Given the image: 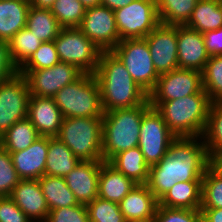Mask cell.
I'll return each instance as SVG.
<instances>
[{"instance_id":"cell-1","label":"cell","mask_w":222,"mask_h":222,"mask_svg":"<svg viewBox=\"0 0 222 222\" xmlns=\"http://www.w3.org/2000/svg\"><path fill=\"white\" fill-rule=\"evenodd\" d=\"M210 165L202 137H176L168 154L150 166L146 185L159 201L179 181H202Z\"/></svg>"},{"instance_id":"cell-2","label":"cell","mask_w":222,"mask_h":222,"mask_svg":"<svg viewBox=\"0 0 222 222\" xmlns=\"http://www.w3.org/2000/svg\"><path fill=\"white\" fill-rule=\"evenodd\" d=\"M94 76L99 84L103 112L134 108L148 100V94L112 51H102Z\"/></svg>"},{"instance_id":"cell-3","label":"cell","mask_w":222,"mask_h":222,"mask_svg":"<svg viewBox=\"0 0 222 222\" xmlns=\"http://www.w3.org/2000/svg\"><path fill=\"white\" fill-rule=\"evenodd\" d=\"M175 137H202L212 102L204 89L170 101H149Z\"/></svg>"},{"instance_id":"cell-4","label":"cell","mask_w":222,"mask_h":222,"mask_svg":"<svg viewBox=\"0 0 222 222\" xmlns=\"http://www.w3.org/2000/svg\"><path fill=\"white\" fill-rule=\"evenodd\" d=\"M149 100L134 108L114 109L103 114L102 155L108 162L114 155L137 147L144 112Z\"/></svg>"},{"instance_id":"cell-5","label":"cell","mask_w":222,"mask_h":222,"mask_svg":"<svg viewBox=\"0 0 222 222\" xmlns=\"http://www.w3.org/2000/svg\"><path fill=\"white\" fill-rule=\"evenodd\" d=\"M103 117L64 118L58 135L80 161H103Z\"/></svg>"},{"instance_id":"cell-6","label":"cell","mask_w":222,"mask_h":222,"mask_svg":"<svg viewBox=\"0 0 222 222\" xmlns=\"http://www.w3.org/2000/svg\"><path fill=\"white\" fill-rule=\"evenodd\" d=\"M53 98L64 118L103 117L100 88L94 74L84 73Z\"/></svg>"},{"instance_id":"cell-7","label":"cell","mask_w":222,"mask_h":222,"mask_svg":"<svg viewBox=\"0 0 222 222\" xmlns=\"http://www.w3.org/2000/svg\"><path fill=\"white\" fill-rule=\"evenodd\" d=\"M111 51L124 64L137 85L149 94L160 75L154 67L147 41L144 38L123 39Z\"/></svg>"},{"instance_id":"cell-8","label":"cell","mask_w":222,"mask_h":222,"mask_svg":"<svg viewBox=\"0 0 222 222\" xmlns=\"http://www.w3.org/2000/svg\"><path fill=\"white\" fill-rule=\"evenodd\" d=\"M54 44L61 62L73 64L84 73H95L102 51L79 28H62Z\"/></svg>"},{"instance_id":"cell-9","label":"cell","mask_w":222,"mask_h":222,"mask_svg":"<svg viewBox=\"0 0 222 222\" xmlns=\"http://www.w3.org/2000/svg\"><path fill=\"white\" fill-rule=\"evenodd\" d=\"M114 16L120 40L145 38L160 24L156 0H134Z\"/></svg>"},{"instance_id":"cell-10","label":"cell","mask_w":222,"mask_h":222,"mask_svg":"<svg viewBox=\"0 0 222 222\" xmlns=\"http://www.w3.org/2000/svg\"><path fill=\"white\" fill-rule=\"evenodd\" d=\"M161 114L150 106L143 114L139 145L145 162L152 166L168 154V147L175 139Z\"/></svg>"},{"instance_id":"cell-11","label":"cell","mask_w":222,"mask_h":222,"mask_svg":"<svg viewBox=\"0 0 222 222\" xmlns=\"http://www.w3.org/2000/svg\"><path fill=\"white\" fill-rule=\"evenodd\" d=\"M28 82L31 95L53 98L64 86L75 82L84 72L77 66L59 61L56 65L38 70H19Z\"/></svg>"},{"instance_id":"cell-12","label":"cell","mask_w":222,"mask_h":222,"mask_svg":"<svg viewBox=\"0 0 222 222\" xmlns=\"http://www.w3.org/2000/svg\"><path fill=\"white\" fill-rule=\"evenodd\" d=\"M30 95L28 82L20 74L0 83V137L14 123L27 118Z\"/></svg>"},{"instance_id":"cell-13","label":"cell","mask_w":222,"mask_h":222,"mask_svg":"<svg viewBox=\"0 0 222 222\" xmlns=\"http://www.w3.org/2000/svg\"><path fill=\"white\" fill-rule=\"evenodd\" d=\"M203 90L202 72L177 68L161 74L154 89L148 94L149 101H170Z\"/></svg>"},{"instance_id":"cell-14","label":"cell","mask_w":222,"mask_h":222,"mask_svg":"<svg viewBox=\"0 0 222 222\" xmlns=\"http://www.w3.org/2000/svg\"><path fill=\"white\" fill-rule=\"evenodd\" d=\"M79 29L101 51H111L121 41L114 11L102 5L85 10Z\"/></svg>"},{"instance_id":"cell-15","label":"cell","mask_w":222,"mask_h":222,"mask_svg":"<svg viewBox=\"0 0 222 222\" xmlns=\"http://www.w3.org/2000/svg\"><path fill=\"white\" fill-rule=\"evenodd\" d=\"M144 39L159 75L178 68L177 25L160 23Z\"/></svg>"},{"instance_id":"cell-16","label":"cell","mask_w":222,"mask_h":222,"mask_svg":"<svg viewBox=\"0 0 222 222\" xmlns=\"http://www.w3.org/2000/svg\"><path fill=\"white\" fill-rule=\"evenodd\" d=\"M178 68L203 72L209 53L206 50L203 33L185 25H177Z\"/></svg>"},{"instance_id":"cell-17","label":"cell","mask_w":222,"mask_h":222,"mask_svg":"<svg viewBox=\"0 0 222 222\" xmlns=\"http://www.w3.org/2000/svg\"><path fill=\"white\" fill-rule=\"evenodd\" d=\"M104 161H80L65 177L79 204L87 205L98 197L99 173Z\"/></svg>"},{"instance_id":"cell-18","label":"cell","mask_w":222,"mask_h":222,"mask_svg":"<svg viewBox=\"0 0 222 222\" xmlns=\"http://www.w3.org/2000/svg\"><path fill=\"white\" fill-rule=\"evenodd\" d=\"M32 222H45L49 208L39 180L22 179L9 196Z\"/></svg>"},{"instance_id":"cell-19","label":"cell","mask_w":222,"mask_h":222,"mask_svg":"<svg viewBox=\"0 0 222 222\" xmlns=\"http://www.w3.org/2000/svg\"><path fill=\"white\" fill-rule=\"evenodd\" d=\"M27 118L40 136L56 137L63 122V115L54 98L30 95Z\"/></svg>"},{"instance_id":"cell-20","label":"cell","mask_w":222,"mask_h":222,"mask_svg":"<svg viewBox=\"0 0 222 222\" xmlns=\"http://www.w3.org/2000/svg\"><path fill=\"white\" fill-rule=\"evenodd\" d=\"M47 153L48 136H40L26 149L10 153L20 179H40L45 173Z\"/></svg>"},{"instance_id":"cell-21","label":"cell","mask_w":222,"mask_h":222,"mask_svg":"<svg viewBox=\"0 0 222 222\" xmlns=\"http://www.w3.org/2000/svg\"><path fill=\"white\" fill-rule=\"evenodd\" d=\"M118 204L125 220L152 222L158 200L146 184H137Z\"/></svg>"},{"instance_id":"cell-22","label":"cell","mask_w":222,"mask_h":222,"mask_svg":"<svg viewBox=\"0 0 222 222\" xmlns=\"http://www.w3.org/2000/svg\"><path fill=\"white\" fill-rule=\"evenodd\" d=\"M137 184L108 162L100 167L98 197L119 203Z\"/></svg>"},{"instance_id":"cell-23","label":"cell","mask_w":222,"mask_h":222,"mask_svg":"<svg viewBox=\"0 0 222 222\" xmlns=\"http://www.w3.org/2000/svg\"><path fill=\"white\" fill-rule=\"evenodd\" d=\"M202 203V181H179L158 201V205L169 208L200 209Z\"/></svg>"},{"instance_id":"cell-24","label":"cell","mask_w":222,"mask_h":222,"mask_svg":"<svg viewBox=\"0 0 222 222\" xmlns=\"http://www.w3.org/2000/svg\"><path fill=\"white\" fill-rule=\"evenodd\" d=\"M30 0H0V39L9 40L26 27Z\"/></svg>"},{"instance_id":"cell-25","label":"cell","mask_w":222,"mask_h":222,"mask_svg":"<svg viewBox=\"0 0 222 222\" xmlns=\"http://www.w3.org/2000/svg\"><path fill=\"white\" fill-rule=\"evenodd\" d=\"M108 163L136 184L148 181L150 166L138 146L114 155Z\"/></svg>"},{"instance_id":"cell-26","label":"cell","mask_w":222,"mask_h":222,"mask_svg":"<svg viewBox=\"0 0 222 222\" xmlns=\"http://www.w3.org/2000/svg\"><path fill=\"white\" fill-rule=\"evenodd\" d=\"M80 160L57 137H48V153L44 175L65 177Z\"/></svg>"},{"instance_id":"cell-27","label":"cell","mask_w":222,"mask_h":222,"mask_svg":"<svg viewBox=\"0 0 222 222\" xmlns=\"http://www.w3.org/2000/svg\"><path fill=\"white\" fill-rule=\"evenodd\" d=\"M185 26L200 33L222 27V0H199Z\"/></svg>"},{"instance_id":"cell-28","label":"cell","mask_w":222,"mask_h":222,"mask_svg":"<svg viewBox=\"0 0 222 222\" xmlns=\"http://www.w3.org/2000/svg\"><path fill=\"white\" fill-rule=\"evenodd\" d=\"M38 180L49 210L79 204L64 177L43 175Z\"/></svg>"},{"instance_id":"cell-29","label":"cell","mask_w":222,"mask_h":222,"mask_svg":"<svg viewBox=\"0 0 222 222\" xmlns=\"http://www.w3.org/2000/svg\"><path fill=\"white\" fill-rule=\"evenodd\" d=\"M26 28L41 42L54 41L62 29L50 9L32 6H30L27 14Z\"/></svg>"},{"instance_id":"cell-30","label":"cell","mask_w":222,"mask_h":222,"mask_svg":"<svg viewBox=\"0 0 222 222\" xmlns=\"http://www.w3.org/2000/svg\"><path fill=\"white\" fill-rule=\"evenodd\" d=\"M40 137L32 122L25 118L14 123L4 135L0 137V146L9 153L17 152L29 147Z\"/></svg>"},{"instance_id":"cell-31","label":"cell","mask_w":222,"mask_h":222,"mask_svg":"<svg viewBox=\"0 0 222 222\" xmlns=\"http://www.w3.org/2000/svg\"><path fill=\"white\" fill-rule=\"evenodd\" d=\"M199 0H156L160 23L185 25Z\"/></svg>"},{"instance_id":"cell-32","label":"cell","mask_w":222,"mask_h":222,"mask_svg":"<svg viewBox=\"0 0 222 222\" xmlns=\"http://www.w3.org/2000/svg\"><path fill=\"white\" fill-rule=\"evenodd\" d=\"M210 160L222 155V103H212L202 134Z\"/></svg>"},{"instance_id":"cell-33","label":"cell","mask_w":222,"mask_h":222,"mask_svg":"<svg viewBox=\"0 0 222 222\" xmlns=\"http://www.w3.org/2000/svg\"><path fill=\"white\" fill-rule=\"evenodd\" d=\"M42 44L28 28L19 30L10 40L9 49L13 63L20 69Z\"/></svg>"},{"instance_id":"cell-34","label":"cell","mask_w":222,"mask_h":222,"mask_svg":"<svg viewBox=\"0 0 222 222\" xmlns=\"http://www.w3.org/2000/svg\"><path fill=\"white\" fill-rule=\"evenodd\" d=\"M203 89L212 103H222V55L210 56L202 72Z\"/></svg>"},{"instance_id":"cell-35","label":"cell","mask_w":222,"mask_h":222,"mask_svg":"<svg viewBox=\"0 0 222 222\" xmlns=\"http://www.w3.org/2000/svg\"><path fill=\"white\" fill-rule=\"evenodd\" d=\"M50 10L62 28H79L86 8L79 0H56Z\"/></svg>"},{"instance_id":"cell-36","label":"cell","mask_w":222,"mask_h":222,"mask_svg":"<svg viewBox=\"0 0 222 222\" xmlns=\"http://www.w3.org/2000/svg\"><path fill=\"white\" fill-rule=\"evenodd\" d=\"M201 208H222V174L212 164L202 178Z\"/></svg>"},{"instance_id":"cell-37","label":"cell","mask_w":222,"mask_h":222,"mask_svg":"<svg viewBox=\"0 0 222 222\" xmlns=\"http://www.w3.org/2000/svg\"><path fill=\"white\" fill-rule=\"evenodd\" d=\"M86 207L89 222H125L118 203L96 197Z\"/></svg>"},{"instance_id":"cell-38","label":"cell","mask_w":222,"mask_h":222,"mask_svg":"<svg viewBox=\"0 0 222 222\" xmlns=\"http://www.w3.org/2000/svg\"><path fill=\"white\" fill-rule=\"evenodd\" d=\"M54 41L42 42L36 52L19 70L46 69L59 62Z\"/></svg>"},{"instance_id":"cell-39","label":"cell","mask_w":222,"mask_h":222,"mask_svg":"<svg viewBox=\"0 0 222 222\" xmlns=\"http://www.w3.org/2000/svg\"><path fill=\"white\" fill-rule=\"evenodd\" d=\"M20 180L10 153L0 146V197L10 196Z\"/></svg>"},{"instance_id":"cell-40","label":"cell","mask_w":222,"mask_h":222,"mask_svg":"<svg viewBox=\"0 0 222 222\" xmlns=\"http://www.w3.org/2000/svg\"><path fill=\"white\" fill-rule=\"evenodd\" d=\"M200 209H180L157 206L152 222H199Z\"/></svg>"},{"instance_id":"cell-41","label":"cell","mask_w":222,"mask_h":222,"mask_svg":"<svg viewBox=\"0 0 222 222\" xmlns=\"http://www.w3.org/2000/svg\"><path fill=\"white\" fill-rule=\"evenodd\" d=\"M45 222H89L87 207L78 204L50 210Z\"/></svg>"},{"instance_id":"cell-42","label":"cell","mask_w":222,"mask_h":222,"mask_svg":"<svg viewBox=\"0 0 222 222\" xmlns=\"http://www.w3.org/2000/svg\"><path fill=\"white\" fill-rule=\"evenodd\" d=\"M0 222H32L9 197H0Z\"/></svg>"},{"instance_id":"cell-43","label":"cell","mask_w":222,"mask_h":222,"mask_svg":"<svg viewBox=\"0 0 222 222\" xmlns=\"http://www.w3.org/2000/svg\"><path fill=\"white\" fill-rule=\"evenodd\" d=\"M19 74V69L13 63L9 42L0 39V83L6 82Z\"/></svg>"},{"instance_id":"cell-44","label":"cell","mask_w":222,"mask_h":222,"mask_svg":"<svg viewBox=\"0 0 222 222\" xmlns=\"http://www.w3.org/2000/svg\"><path fill=\"white\" fill-rule=\"evenodd\" d=\"M203 37L210 56L222 55V27L203 33Z\"/></svg>"},{"instance_id":"cell-45","label":"cell","mask_w":222,"mask_h":222,"mask_svg":"<svg viewBox=\"0 0 222 222\" xmlns=\"http://www.w3.org/2000/svg\"><path fill=\"white\" fill-rule=\"evenodd\" d=\"M200 211L207 222H222V208H200Z\"/></svg>"},{"instance_id":"cell-46","label":"cell","mask_w":222,"mask_h":222,"mask_svg":"<svg viewBox=\"0 0 222 222\" xmlns=\"http://www.w3.org/2000/svg\"><path fill=\"white\" fill-rule=\"evenodd\" d=\"M134 0H101L100 5L108 7L111 10H116L118 8L124 7Z\"/></svg>"},{"instance_id":"cell-47","label":"cell","mask_w":222,"mask_h":222,"mask_svg":"<svg viewBox=\"0 0 222 222\" xmlns=\"http://www.w3.org/2000/svg\"><path fill=\"white\" fill-rule=\"evenodd\" d=\"M56 0H30V5L40 9H51Z\"/></svg>"},{"instance_id":"cell-48","label":"cell","mask_w":222,"mask_h":222,"mask_svg":"<svg viewBox=\"0 0 222 222\" xmlns=\"http://www.w3.org/2000/svg\"><path fill=\"white\" fill-rule=\"evenodd\" d=\"M211 164L222 174V155L213 158Z\"/></svg>"},{"instance_id":"cell-49","label":"cell","mask_w":222,"mask_h":222,"mask_svg":"<svg viewBox=\"0 0 222 222\" xmlns=\"http://www.w3.org/2000/svg\"><path fill=\"white\" fill-rule=\"evenodd\" d=\"M83 6L87 8L95 7L100 5L101 0H79Z\"/></svg>"},{"instance_id":"cell-50","label":"cell","mask_w":222,"mask_h":222,"mask_svg":"<svg viewBox=\"0 0 222 222\" xmlns=\"http://www.w3.org/2000/svg\"><path fill=\"white\" fill-rule=\"evenodd\" d=\"M125 222H144V221H140V220H125Z\"/></svg>"},{"instance_id":"cell-51","label":"cell","mask_w":222,"mask_h":222,"mask_svg":"<svg viewBox=\"0 0 222 222\" xmlns=\"http://www.w3.org/2000/svg\"><path fill=\"white\" fill-rule=\"evenodd\" d=\"M199 222H207V221L201 216Z\"/></svg>"}]
</instances>
